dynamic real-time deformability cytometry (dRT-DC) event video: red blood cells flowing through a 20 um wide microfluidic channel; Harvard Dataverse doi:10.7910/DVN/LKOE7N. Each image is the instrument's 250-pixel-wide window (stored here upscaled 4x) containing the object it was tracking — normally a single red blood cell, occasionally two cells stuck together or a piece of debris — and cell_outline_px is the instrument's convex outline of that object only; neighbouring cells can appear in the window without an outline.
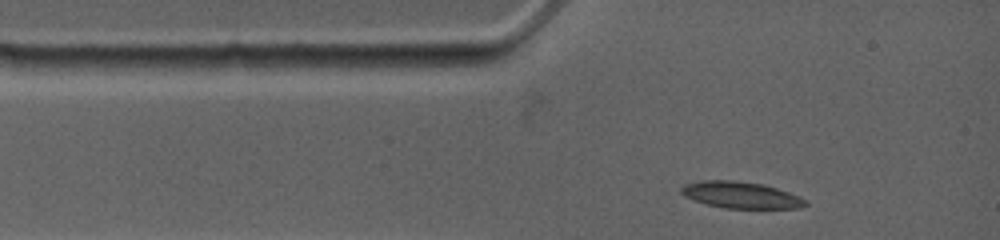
{"species": "common noctule bat (a hibernating species)", "species_latin": "Nyctalus noctula", "temperature_condition": "warm", "stored_images_in_passage": 10, "camera_frame_rate_fps": 4500, "um_per_image_px": 0.085, "animal": {"sex": "female", "body_mass_g": 19.0, "forearm_length_mm": 53.3}, "frame": {"image": 1, "passage_image": 1, "time_ms": 0.0, "image_size_px": [1000, 240], "cell_outline_px": [[808, 204], [796, 208], [724, 208], [708, 204], [684, 196], [680, 192], [680, 188], [684, 184], [704, 180], [732, 180], [764, 184], [800, 196]], "centroid_in_image_um": [62.95, 16.56], "position_along_channel_um": 22.0, "area_um2": 19.02}}
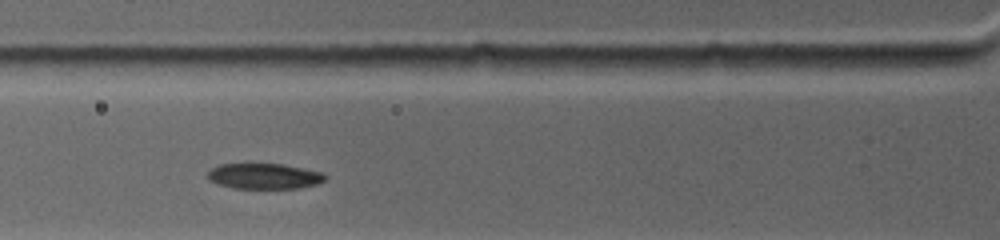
{"frame": {"image": 2, "passage_image": 6, "time_ms": 2.444, "image_size_px": [1000, 240], "cell_outline_px": [[328, 176], [324, 180], [316, 184], [300, 188], [232, 188], [216, 184], [208, 180], [208, 172], [212, 168], [220, 164], [248, 160], [284, 164], [320, 172]], "centroid_in_image_um": [22.37, 14.92], "position_along_channel_um": 103.4, "area_um2": 18.38}}
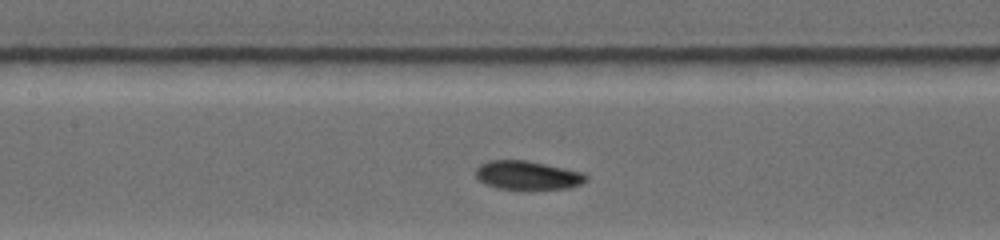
{"frame": {"image": 3, "passage_image": 9, "time_ms": 4.0, "image_size_px": [1000, 240], "cell_outline_px": [[588, 180], [580, 184], [568, 188], [524, 192], [496, 188], [484, 184], [476, 176], [476, 168], [480, 164], [488, 160], [528, 160], [584, 172], [588, 176]], "centroid_in_image_um": [44.85, 14.94], "position_along_channel_um": 162.5, "area_um2": 19.42}}